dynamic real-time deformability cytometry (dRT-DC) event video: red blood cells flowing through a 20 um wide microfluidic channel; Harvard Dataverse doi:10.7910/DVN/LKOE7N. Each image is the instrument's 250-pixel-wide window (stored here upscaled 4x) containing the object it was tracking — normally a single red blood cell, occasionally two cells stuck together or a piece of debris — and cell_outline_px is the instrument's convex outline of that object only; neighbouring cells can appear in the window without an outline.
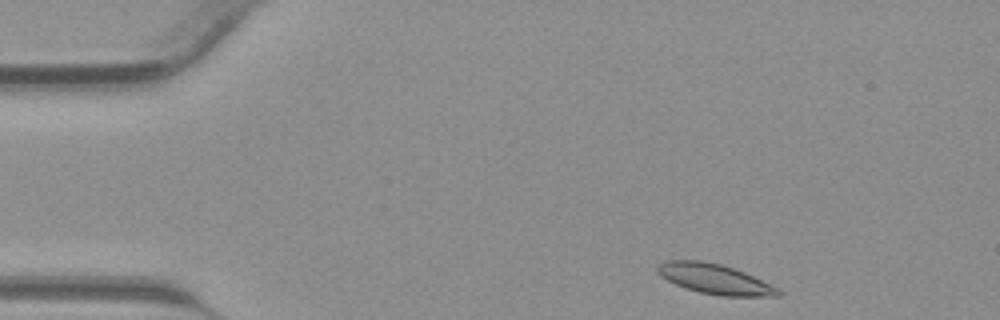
{"species": "common noctule bat (a hibernating species)", "species_latin": "Nyctalus noctula", "temperature_condition": "warm", "stored_images_in_passage": 38, "camera_frame_rate_fps": 3000, "um_per_image_px": 0.085, "animal": {"sex": "male", "body_mass_g": 23.1, "forearm_length_mm": 52.7}, "frame": {"image": 1, "passage_image": 1, "time_ms": 0.0, "image_size_px": [1000, 320], "cell_outline_px": [[784, 292], [780, 296], [720, 296], [700, 292], [684, 288], [660, 276], [656, 272], [656, 268], [660, 264], [668, 260], [700, 260], [720, 264], [744, 272], [780, 288]], "centroid_in_image_um": [60.78, 23.72], "position_along_channel_um": 24.2, "area_um2": 21.15}}
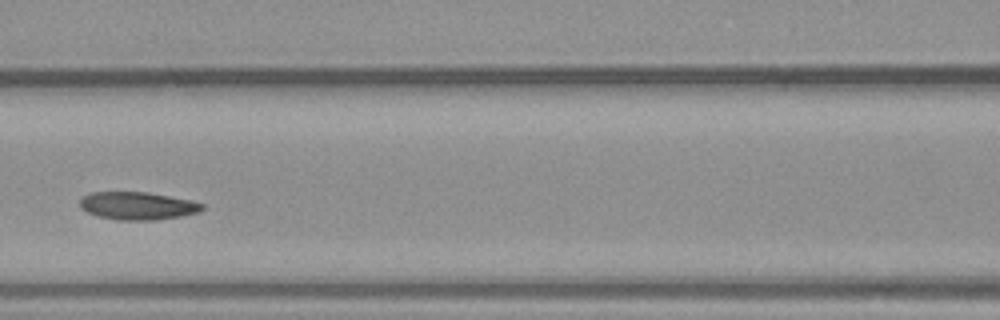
{"frame": {"image": 2, "passage_image": 14, "time_ms": 4.333, "image_size_px": [1000, 320], "cell_outline_px": [[204, 208], [200, 212], [180, 216], [156, 220], [116, 220], [100, 216], [88, 212], [80, 208], [80, 200], [84, 196], [92, 192], [148, 192], [188, 200], [204, 204]], "centroid_in_image_um": [11.69, 17.5], "position_along_channel_um": 154.9, "area_um2": 19.65}}
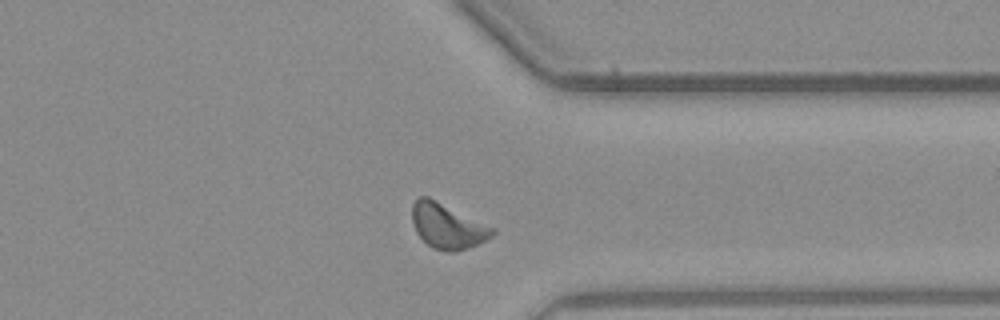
{"frame": {"image": 3, "passage_image": 28, "time_ms": 9.0, "image_size_px": [1000, 320], "cell_outline_px": [[496, 232], [492, 236], [468, 248], [452, 252], [448, 252], [432, 248], [416, 232], [412, 220], [412, 204], [416, 196], [428, 196], [496, 228]], "centroid_in_image_um": [38.02, 19.19], "position_along_channel_um": 373.4, "area_um2": 21.15}}